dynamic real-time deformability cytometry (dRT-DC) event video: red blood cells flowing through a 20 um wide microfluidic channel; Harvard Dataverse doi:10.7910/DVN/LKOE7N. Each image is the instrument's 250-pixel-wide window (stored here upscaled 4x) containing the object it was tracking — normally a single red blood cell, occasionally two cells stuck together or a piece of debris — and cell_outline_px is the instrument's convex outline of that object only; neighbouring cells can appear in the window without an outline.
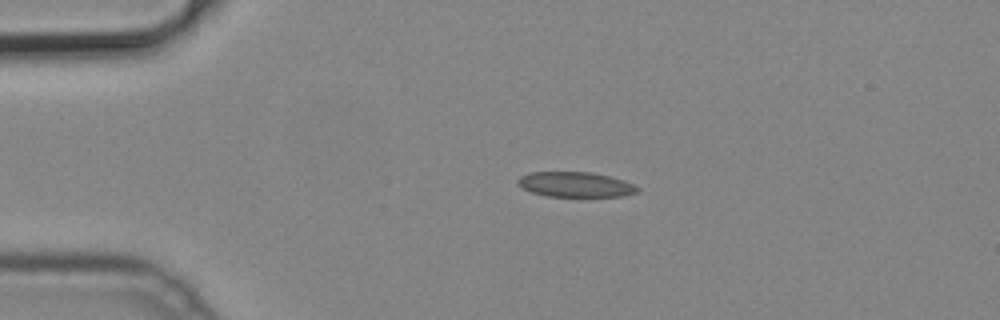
{"species": "common noctule bat (a hibernating species)", "species_latin": "Nyctalus noctula", "temperature_condition": "cold", "stored_images_in_passage": 41, "camera_frame_rate_fps": 3000, "um_per_image_px": 0.085, "animal": {"sex": "male", "body_mass_g": 19.2, "forearm_length_mm": 51.8}, "frame": {"image": 1, "passage_image": 1, "time_ms": 0.0, "image_size_px": [1000, 320], "cell_outline_px": [[640, 188], [636, 192], [624, 196], [548, 196], [532, 192], [516, 184], [516, 180], [520, 176], [528, 172], [592, 172], [612, 176], [636, 184]], "centroid_in_image_um": [48.93, 15.67], "position_along_channel_um": 36.1, "area_um2": 17.63}}
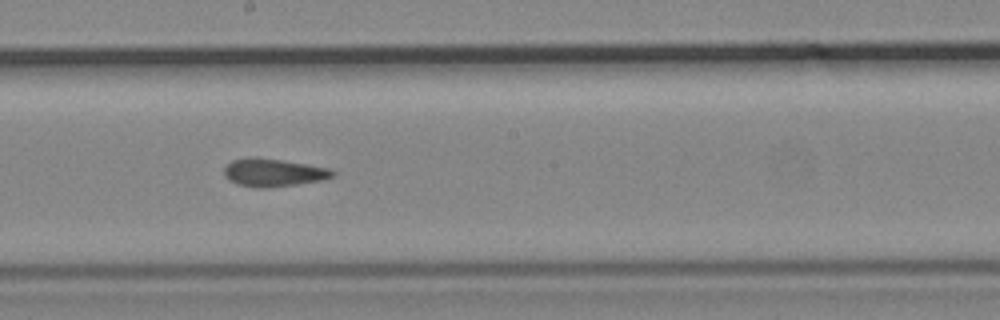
{"frame": {"image": 2, "passage_image": 18, "time_ms": 5.667, "image_size_px": [1000, 320], "cell_outline_px": [[336, 176], [320, 180], [296, 184], [264, 188], [256, 188], [236, 184], [228, 180], [224, 176], [224, 168], [232, 160], [252, 156], [256, 156], [328, 168], [336, 172]], "centroid_in_image_um": [23.19, 14.67], "position_along_channel_um": 225.0, "area_um2": 17.63}}
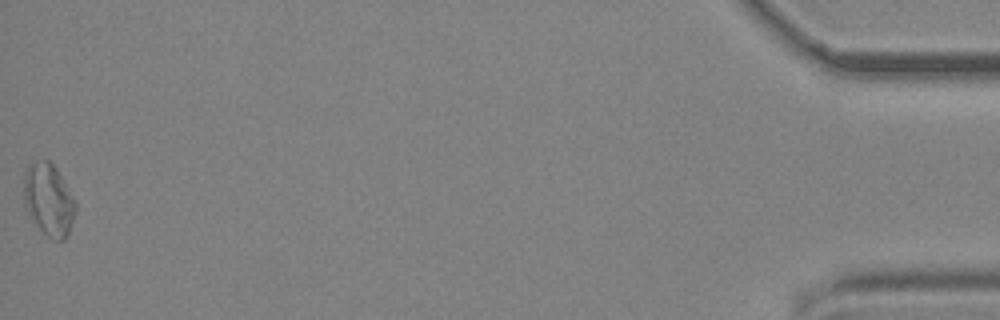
{"frame": {"image": 3, "passage_image": 41, "time_ms": 13.333, "image_size_px": [1000, 320], "cell_outline_px": [[76, 212], [68, 232], [64, 240], [60, 240], [48, 236], [32, 220], [24, 204], [24, 172], [28, 164], [36, 160], [48, 160], [56, 168], [76, 200]], "centroid_in_image_um": [4.13, 16.93], "position_along_channel_um": 431.1, "area_um2": 21.68}}